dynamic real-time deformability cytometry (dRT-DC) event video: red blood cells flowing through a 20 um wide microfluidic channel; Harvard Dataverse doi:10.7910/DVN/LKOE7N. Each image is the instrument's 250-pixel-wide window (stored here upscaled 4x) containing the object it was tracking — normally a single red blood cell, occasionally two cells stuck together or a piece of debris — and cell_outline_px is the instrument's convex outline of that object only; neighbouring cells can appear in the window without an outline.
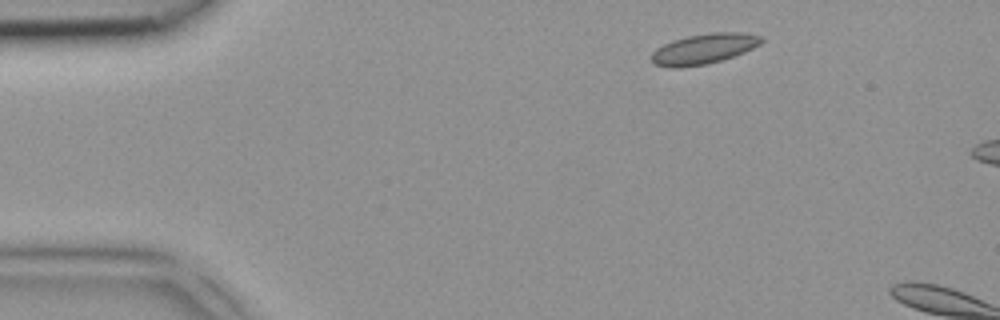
{"species": "common noctule bat (a hibernating species)", "species_latin": "Nyctalus noctula", "temperature_condition": "room temperature", "stored_images_in_passage": 2, "camera_frame_rate_fps": 3000, "um_per_image_px": 0.085, "animal": {"sex": "female", "body_mass_g": 18.4}, "frame": {"image": 1, "passage_image": 1, "time_ms": 0.0, "image_size_px": [1000, 320], "cell_outline_px": [[764, 40], [760, 44], [744, 52], [708, 64], [680, 68], [668, 68], [652, 64], [648, 56], [656, 48], [672, 40], [688, 36], [712, 32], [740, 32], [764, 36]], "centroid_in_image_um": [59.76, 4.16], "position_along_channel_um": 25.2, "area_um2": 19.71}}